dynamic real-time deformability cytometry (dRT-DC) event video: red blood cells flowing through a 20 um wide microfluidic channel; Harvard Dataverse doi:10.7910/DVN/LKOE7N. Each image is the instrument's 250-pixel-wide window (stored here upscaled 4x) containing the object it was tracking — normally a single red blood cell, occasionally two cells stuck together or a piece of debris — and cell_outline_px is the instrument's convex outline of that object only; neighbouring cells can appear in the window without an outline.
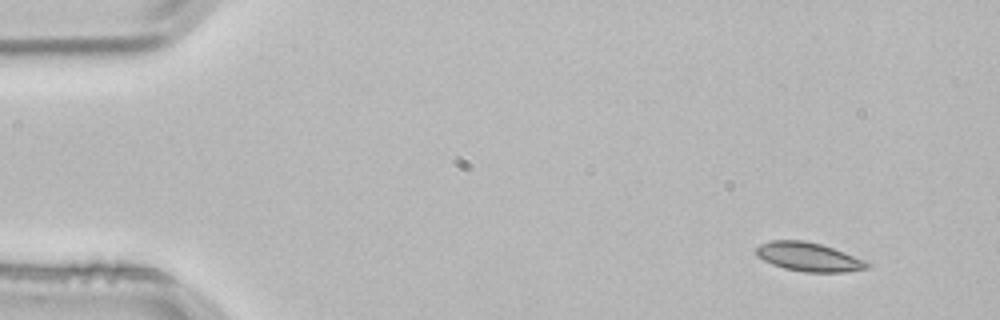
{"species": "common noctule bat (a hibernating species)", "species_latin": "Nyctalus noctula", "temperature_condition": "room temperature", "stored_images_in_passage": 3, "camera_frame_rate_fps": 3000, "um_per_image_px": 0.085, "animal": {"sex": "male", "body_mass_g": 21.5, "forearm_length_mm": 52.0}, "frame": {"image": 1, "passage_image": 1, "time_ms": 0.0, "image_size_px": [1000, 320], "cell_outline_px": [[872, 268], [844, 272], [804, 272], [784, 268], [772, 264], [756, 256], [756, 248], [760, 244], [772, 240], [804, 240], [820, 244], [844, 252], [864, 260], [872, 264]], "centroid_in_image_um": [68.75, 21.84], "position_along_channel_um": 16.2, "area_um2": 18.67}}
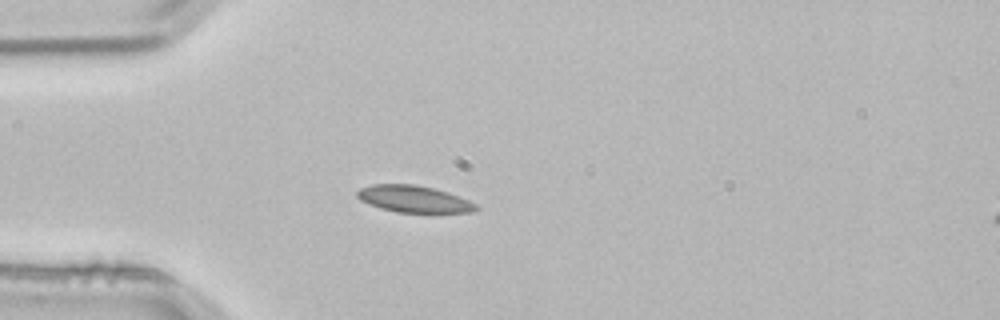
{"frame": {"image": 2, "passage_image": 3, "time_ms": 0.667, "image_size_px": [1000, 320], "cell_outline_px": [[480, 208], [472, 212], [396, 212], [380, 208], [360, 200], [356, 196], [356, 192], [360, 188], [372, 184], [416, 184], [448, 192], [468, 200], [476, 204]], "centroid_in_image_um": [35.16, 16.91], "position_along_channel_um": 49.8, "area_um2": 18.5}}